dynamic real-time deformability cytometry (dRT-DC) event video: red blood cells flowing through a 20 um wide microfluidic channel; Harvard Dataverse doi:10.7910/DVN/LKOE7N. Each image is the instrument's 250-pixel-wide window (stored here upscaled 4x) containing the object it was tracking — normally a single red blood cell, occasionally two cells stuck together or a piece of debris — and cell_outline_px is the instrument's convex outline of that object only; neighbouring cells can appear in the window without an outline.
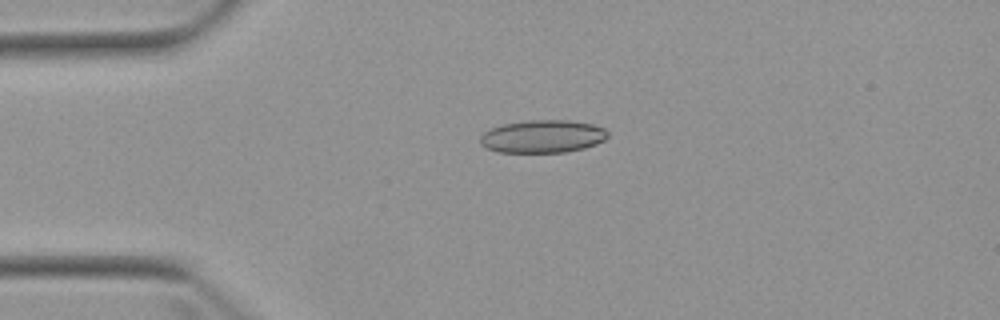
{"species": "Egyptian fruit bat (a non-hibernating species)", "species_latin": "Rousettus aegyptiacus", "temperature_condition": "warm", "stored_images_in_passage": 7, "camera_frame_rate_fps": 3000, "um_per_image_px": 0.085, "animal": {"sex": "female"}, "frame": {"image": 1, "passage_image": 4, "time_ms": 3.333, "image_size_px": [1000, 320], "cell_outline_px": [[608, 136], [604, 140], [596, 144], [584, 148], [564, 152], [496, 152], [480, 144], [480, 136], [484, 132], [492, 128], [504, 124], [528, 120], [568, 120], [592, 124], [604, 128], [608, 132]], "centroid_in_image_um": [46.13, 11.59], "position_along_channel_um": 38.9, "area_um2": 24.33}}
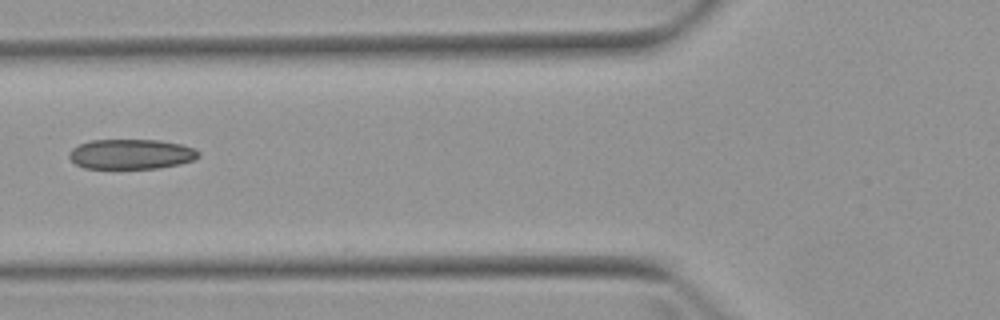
{"frame": {"image": 2, "passage_image": 6, "time_ms": 6.0, "image_size_px": [1000, 320], "cell_outline_px": [[200, 156], [196, 160], [180, 164], [156, 168], [84, 168], [76, 164], [68, 156], [68, 152], [72, 148], [80, 144], [92, 140], [160, 140], [180, 144], [196, 148], [200, 152]], "centroid_in_image_um": [11.18, 13.1], "position_along_channel_um": 114.6, "area_um2": 22.72}}
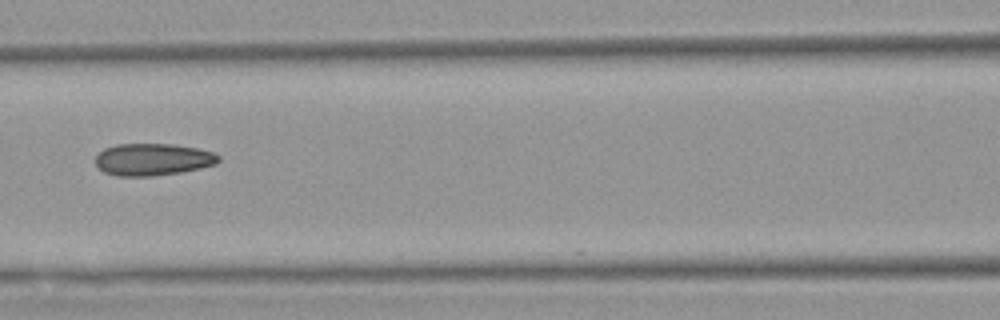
{"frame": {"image": 3, "passage_image": 7, "time_ms": 7.0, "image_size_px": [1000, 320], "cell_outline_px": [[220, 160], [216, 164], [200, 168], [180, 172], [152, 176], [116, 176], [104, 172], [96, 164], [96, 156], [104, 148], [116, 144], [176, 144], [196, 148], [212, 152], [220, 156]], "centroid_in_image_um": [12.99, 13.55], "position_along_channel_um": 153.6, "area_um2": 23.0}}